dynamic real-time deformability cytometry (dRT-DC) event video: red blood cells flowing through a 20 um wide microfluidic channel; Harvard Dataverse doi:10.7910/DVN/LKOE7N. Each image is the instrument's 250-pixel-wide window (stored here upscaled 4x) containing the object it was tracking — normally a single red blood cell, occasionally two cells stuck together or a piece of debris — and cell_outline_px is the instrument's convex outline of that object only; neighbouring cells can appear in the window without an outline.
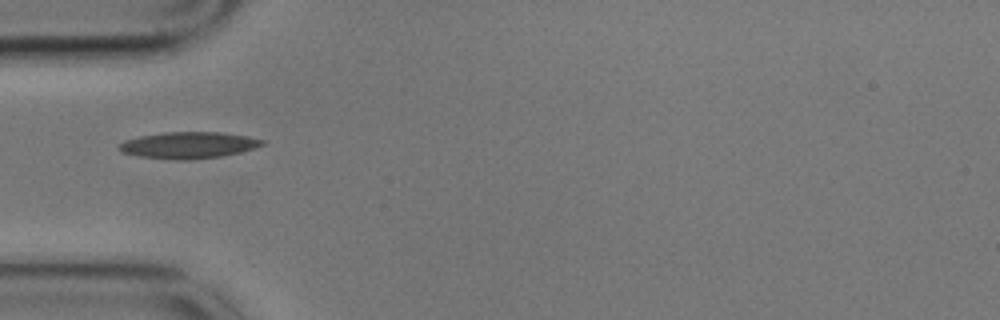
{"species": "common noctule bat (a hibernating species)", "species_latin": "Nyctalus noctula", "temperature_condition": "cold", "stored_images_in_passage": 40, "camera_frame_rate_fps": 3000, "um_per_image_px": 0.085, "animal": {"sex": "male", "body_mass_g": 17.9}, "frame": {"image": 1, "passage_image": 1, "time_ms": 0.0, "image_size_px": [1000, 320], "cell_outline_px": [[264, 144], [256, 148], [240, 152], [220, 156], [184, 160], [140, 156], [120, 152], [120, 144], [124, 140], [140, 136], [164, 132], [220, 132], [248, 136], [264, 140]], "centroid_in_image_um": [16.05, 12.32], "position_along_channel_um": 69.0, "area_um2": 21.85}}
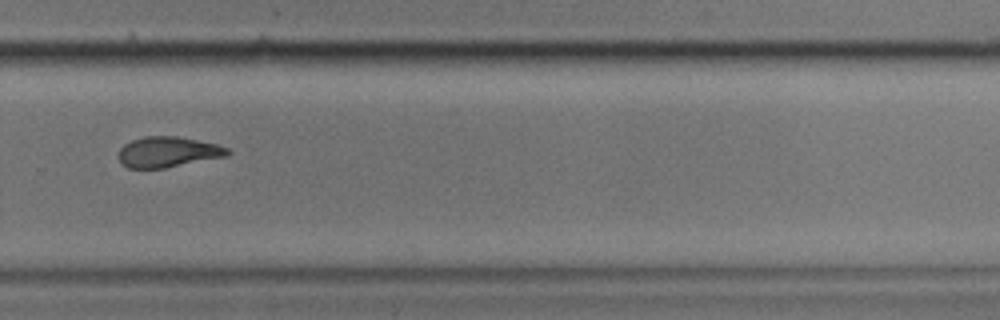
{"frame": {"image": 2, "passage_image": 22, "time_ms": 7.0, "image_size_px": [1000, 320], "cell_outline_px": [[232, 152], [228, 156], [164, 168], [128, 168], [120, 164], [120, 148], [124, 144], [132, 140], [144, 136], [176, 136], [216, 144], [228, 148]], "centroid_in_image_um": [14.28, 12.92], "position_along_channel_um": 315.5, "area_um2": 19.36}}
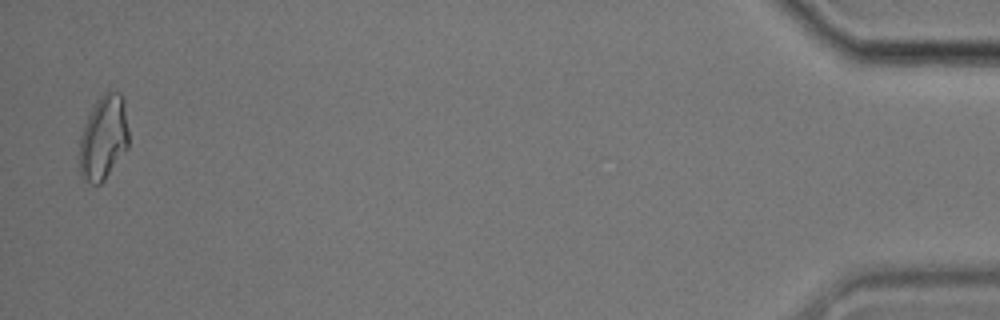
{"frame": {"image": 3, "passage_image": 39, "time_ms": 12.667, "image_size_px": [1000, 320], "cell_outline_px": [[128, 148], [104, 180], [100, 184], [92, 184], [80, 172], [80, 136], [84, 124], [96, 100], [100, 96], [108, 92], [120, 92], [124, 100], [128, 128]], "centroid_in_image_um": [8.82, 11.68], "position_along_channel_um": 426.4, "area_um2": 23.99}, "authors_computed_cell_mechanics": {"area_um2": 19.9121, "velocity_mm_per_s": 3.5206, "shape_relaxation_time_tau1_ms": null, "shape_relaxation_time_tau2_ms": 2.5405, "deformation_change_tau1": null, "deformation_change_tau2": 0.0884}}